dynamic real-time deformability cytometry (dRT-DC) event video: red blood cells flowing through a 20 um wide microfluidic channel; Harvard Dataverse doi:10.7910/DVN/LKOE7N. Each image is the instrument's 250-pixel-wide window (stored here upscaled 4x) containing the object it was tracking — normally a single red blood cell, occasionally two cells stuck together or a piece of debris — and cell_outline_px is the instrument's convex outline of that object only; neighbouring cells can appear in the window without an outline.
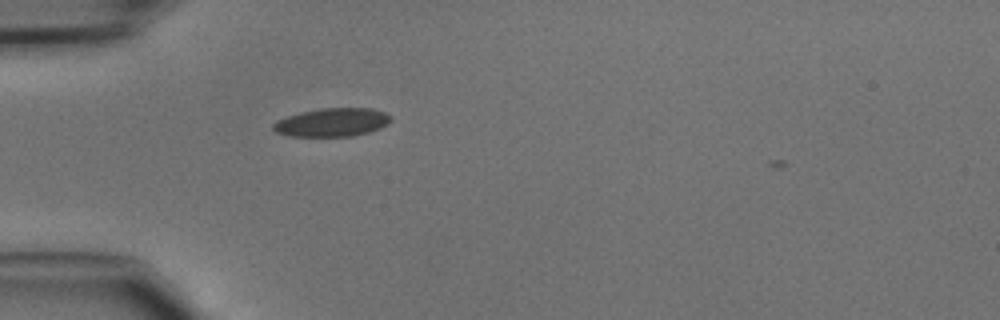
{"species": "common noctule bat (a hibernating species)", "species_latin": "Nyctalus noctula", "temperature_condition": "cold", "stored_images_in_passage": 34, "camera_frame_rate_fps": 3000, "um_per_image_px": 0.085, "animal": {"sex": "male", "body_mass_g": 15.6}, "frame": {"image": 1, "passage_image": 1, "time_ms": 0.0, "image_size_px": [1000, 320], "cell_outline_px": [[392, 120], [388, 124], [380, 128], [368, 132], [352, 136], [288, 136], [276, 132], [272, 128], [272, 124], [276, 120], [300, 112], [320, 108], [372, 108], [384, 112], [392, 116]], "centroid_in_image_um": [28.23, 10.39], "position_along_channel_um": 56.8, "area_um2": 19.59}}
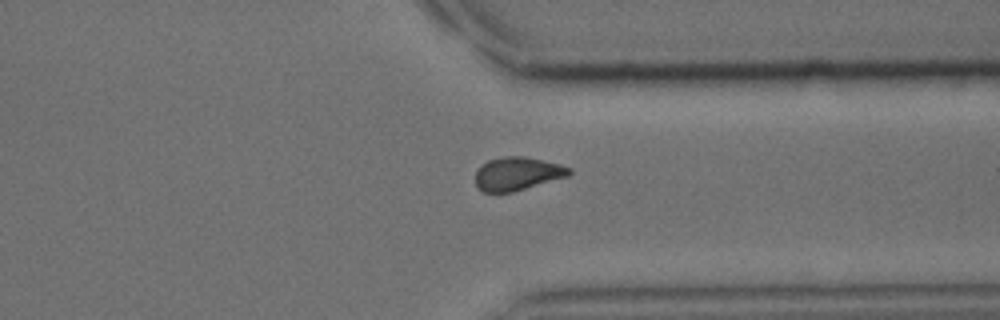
{"frame": {"image": 2, "passage_image": 23, "time_ms": 7.333, "image_size_px": [1000, 320], "cell_outline_px": [[572, 172], [568, 176], [512, 192], [484, 192], [476, 188], [476, 168], [480, 164], [488, 160], [504, 156], [524, 156], [560, 164], [572, 168]], "centroid_in_image_um": [43.95, 14.75], "position_along_channel_um": 367.5, "area_um2": 18.32}}
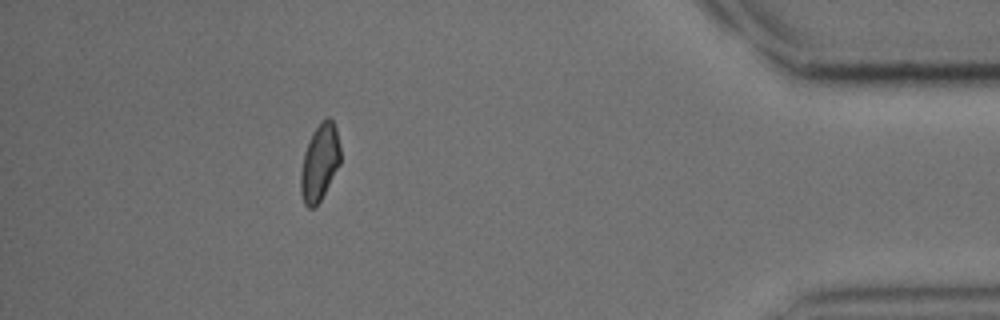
{"frame": {"image": 3, "passage_image": 29, "time_ms": 9.333, "image_size_px": [1000, 320], "cell_outline_px": [[340, 164], [320, 200], [312, 208], [308, 208], [304, 204], [300, 192], [300, 172], [304, 152], [312, 132], [320, 120], [328, 116], [332, 120], [336, 128], [340, 148]], "centroid_in_image_um": [27.15, 13.77], "position_along_channel_um": 408.0, "area_um2": 17.8}}